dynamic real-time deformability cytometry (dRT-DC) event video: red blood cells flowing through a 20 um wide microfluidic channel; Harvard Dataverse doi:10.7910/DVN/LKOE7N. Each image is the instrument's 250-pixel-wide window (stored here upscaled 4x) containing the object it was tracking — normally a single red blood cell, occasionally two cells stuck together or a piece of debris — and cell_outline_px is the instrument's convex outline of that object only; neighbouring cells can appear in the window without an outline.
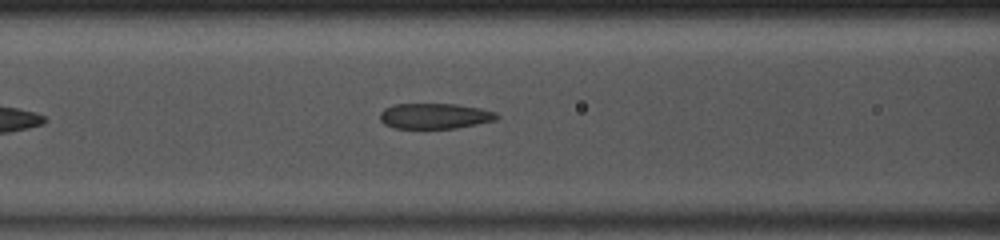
{"species": "common noctule bat (a hibernating species)", "species_latin": "Nyctalus noctula", "temperature_condition": "room temperature", "stored_images_in_passage": 17, "camera_frame_rate_fps": 3000, "um_per_image_px": 0.085, "animal": {"sex": "male", "body_mass_g": 13.0, "forearm_length_mm": 53.1}, "frame": {"image": 1, "passage_image": 10, "time_ms": 3.0, "image_size_px": [1000, 240], "cell_outline_px": [[500, 116], [496, 120], [456, 128], [392, 128], [384, 124], [380, 120], [380, 112], [384, 108], [396, 104], [456, 104], [480, 108], [496, 112]], "centroid_in_image_um": [36.95, 9.86], "position_along_channel_um": 129.7, "area_um2": 17.4}}